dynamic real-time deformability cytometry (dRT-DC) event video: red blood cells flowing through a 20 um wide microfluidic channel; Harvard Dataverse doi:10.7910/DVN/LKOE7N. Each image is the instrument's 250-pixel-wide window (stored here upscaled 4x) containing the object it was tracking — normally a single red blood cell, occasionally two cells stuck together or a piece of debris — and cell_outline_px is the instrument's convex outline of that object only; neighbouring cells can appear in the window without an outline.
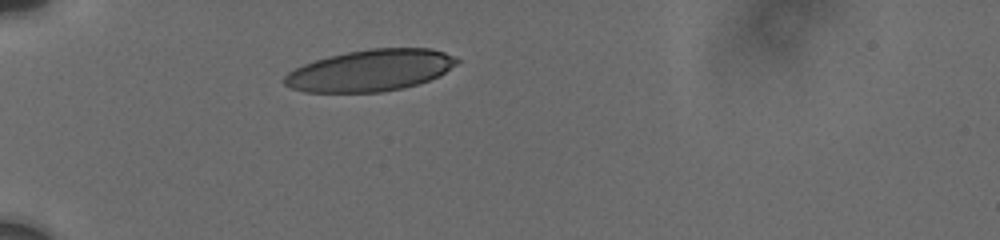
{"species": "human", "species_latin": "Homo sapiens", "temperature_condition": "cold", "stored_images_in_passage": 20, "camera_frame_rate_fps": 3000, "um_per_image_px": 0.085, "donor": {"sex": "male"}, "frame": {"image": 1, "passage_image": 1, "time_ms": 0.0, "image_size_px": [1000, 240], "cell_outline_px": [[460, 60], [456, 64], [440, 76], [404, 88], [380, 92], [304, 92], [292, 88], [284, 84], [284, 76], [288, 72], [304, 64], [328, 56], [368, 48], [432, 48], [444, 52]], "centroid_in_image_um": [31.49, 5.98], "position_along_channel_um": 53.5, "area_um2": 41.67}}
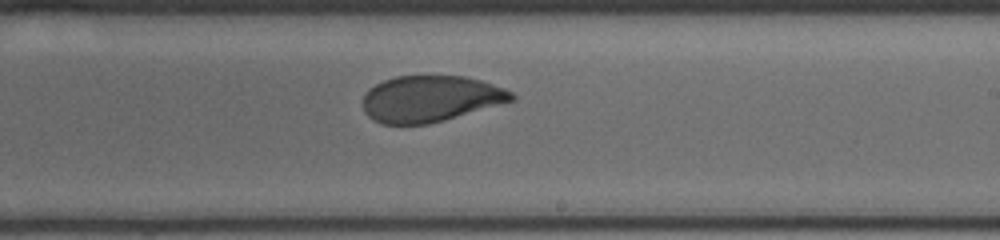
{"frame": {"image": 2, "passage_image": 11, "time_ms": 6.0, "image_size_px": [1000, 240], "cell_outline_px": [[516, 96], [512, 100], [444, 120], [428, 124], [380, 124], [372, 120], [364, 112], [364, 96], [368, 88], [384, 80], [396, 76], [464, 76], [480, 80], [504, 88], [512, 92]], "centroid_in_image_um": [36.54, 8.39], "position_along_channel_um": 252.5, "area_um2": 39.77}}
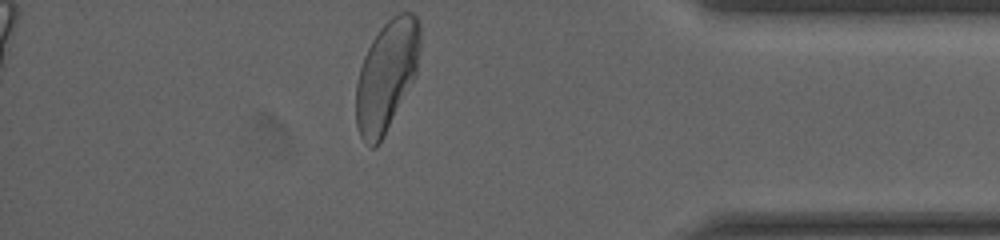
{"frame": {"image": 3, "passage_image": 20, "time_ms": 10.667, "image_size_px": [1000, 240], "cell_outline_px": [[420, 48], [416, 76], [384, 136], [376, 148], [372, 148], [360, 136], [356, 124], [356, 84], [360, 68], [364, 56], [372, 40], [380, 28], [392, 16], [400, 12], [412, 12], [416, 16], [420, 24]], "centroid_in_image_um": [32.87, 6.42], "position_along_channel_um": 402.3, "area_um2": 41.38}, "authors_computed_cell_mechanics": {"area_um2": 41.6449, "velocity_mm_per_s": 3.7337, "shape_relaxation_time_tau1_ms": 4.0418, "shape_relaxation_time_tau2_ms": 1.1434, "deformation_change_tau1": 0.1472, "deformation_change_tau2": 0.0557}}